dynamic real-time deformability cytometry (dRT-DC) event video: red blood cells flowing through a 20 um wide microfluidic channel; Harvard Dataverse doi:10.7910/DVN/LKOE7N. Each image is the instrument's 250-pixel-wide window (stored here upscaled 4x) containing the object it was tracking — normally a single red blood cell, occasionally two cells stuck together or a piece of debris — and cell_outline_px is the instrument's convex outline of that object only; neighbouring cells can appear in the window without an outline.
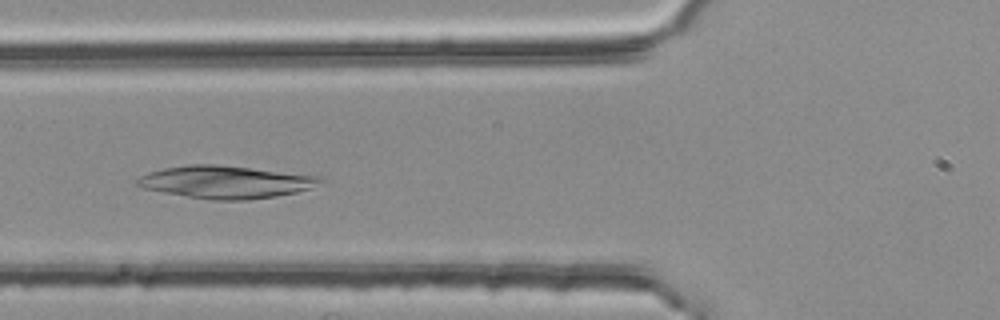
{"species": "common noctule bat (a hibernating species)", "species_latin": "Nyctalus noctula", "temperature_condition": "room temperature", "stored_images_in_passage": 4, "camera_frame_rate_fps": 3000, "um_per_image_px": 0.085, "animal": {"sex": "female", "body_mass_g": 25.1}, "frame": {"image": 1, "passage_image": 3, "time_ms": 0.667, "image_size_px": [1000, 320], "cell_outline_px": [[324, 180], [312, 188], [296, 192], [276, 196], [248, 200], [212, 200], [164, 192], [144, 188], [136, 184], [136, 180], [140, 176], [148, 172], [164, 168], [188, 164], [216, 164], [324, 176]], "centroid_in_image_um": [19.23, 15.46], "position_along_channel_um": 106.6, "area_um2": 34.74}}
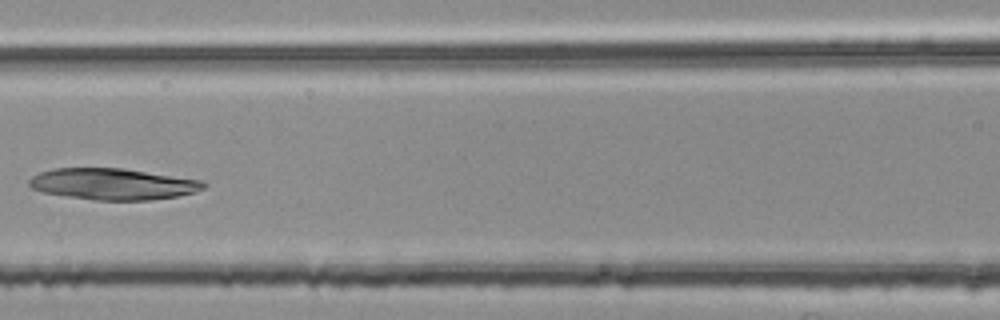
{"frame": {"image": 2, "passage_image": 4, "time_ms": 1.0, "image_size_px": [1000, 320], "cell_outline_px": [[208, 184], [204, 188], [196, 192], [176, 196], [148, 200], [96, 200], [68, 196], [44, 192], [32, 188], [28, 184], [28, 180], [32, 176], [40, 172], [52, 168], [124, 168], [204, 180]], "centroid_in_image_um": [9.63, 15.63], "position_along_channel_um": 157.0, "area_um2": 31.96}}